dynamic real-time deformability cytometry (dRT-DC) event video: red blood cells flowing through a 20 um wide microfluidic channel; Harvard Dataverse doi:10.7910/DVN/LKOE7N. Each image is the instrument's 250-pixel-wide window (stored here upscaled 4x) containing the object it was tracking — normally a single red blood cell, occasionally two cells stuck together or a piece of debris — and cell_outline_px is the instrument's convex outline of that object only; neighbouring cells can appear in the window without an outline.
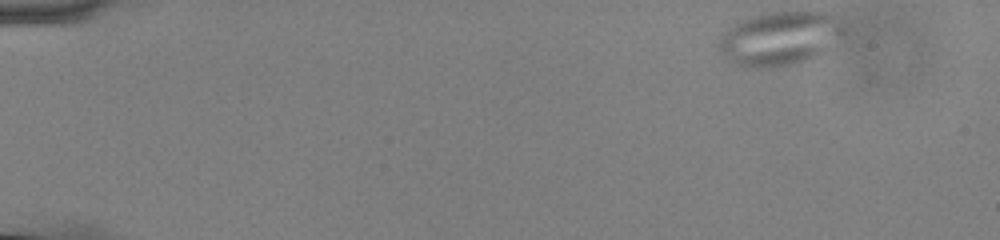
{"species": "common noctule bat (a hibernating species)", "species_latin": "Nyctalus noctula", "temperature_condition": "cold", "stored_images_in_passage": 51, "camera_frame_rate_fps": 3000, "um_per_image_px": 0.085, "animal": {"sex": "male", "body_mass_g": 13.0, "forearm_length_mm": 53.1}, "frame": {"image": 1, "passage_image": 1, "time_ms": 0.0, "image_size_px": [1000, 240], "cell_outline_px": [[852, 32], [848, 36], [820, 52], [804, 60], [788, 64], [760, 68], [736, 64], [728, 60], [720, 52], [720, 36], [728, 28], [740, 20], [752, 16], [768, 12], [824, 12], [848, 20]], "centroid_in_image_um": [66.43, 3.21], "position_along_channel_um": 18.6, "area_um2": 39.65}}
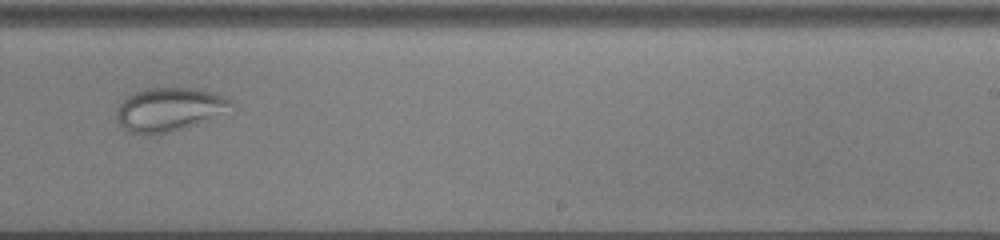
{"frame": {"image": 2, "passage_image": 32, "time_ms": 10.333, "image_size_px": [1000, 240], "cell_outline_px": [[232, 104], [196, 124], [168, 132], [148, 136], [144, 136], [124, 132], [116, 116], [116, 108], [128, 96], [144, 88], [200, 88], [224, 96], [232, 100]], "centroid_in_image_um": [14.24, 9.31], "position_along_channel_um": 274.8, "area_um2": 28.67}}
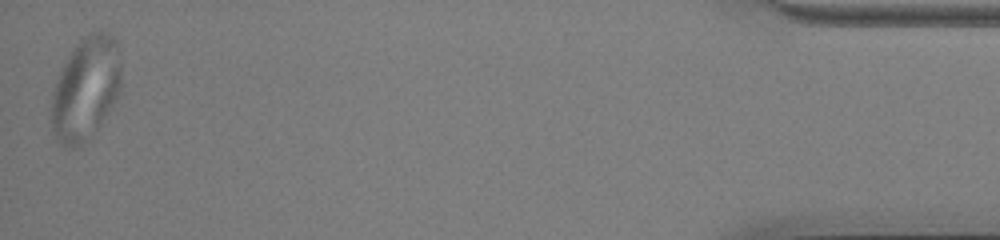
{"frame": {"image": 3, "passage_image": 51, "time_ms": 16.667, "image_size_px": [1000, 240], "cell_outline_px": [[120, 88], [112, 104], [100, 124], [92, 136], [80, 148], [64, 148], [60, 144], [52, 128], [52, 92], [56, 80], [68, 56], [76, 44], [88, 32], [108, 32], [120, 44]], "centroid_in_image_um": [7.29, 7.54], "position_along_channel_um": 427.9, "area_um2": 41.96}}